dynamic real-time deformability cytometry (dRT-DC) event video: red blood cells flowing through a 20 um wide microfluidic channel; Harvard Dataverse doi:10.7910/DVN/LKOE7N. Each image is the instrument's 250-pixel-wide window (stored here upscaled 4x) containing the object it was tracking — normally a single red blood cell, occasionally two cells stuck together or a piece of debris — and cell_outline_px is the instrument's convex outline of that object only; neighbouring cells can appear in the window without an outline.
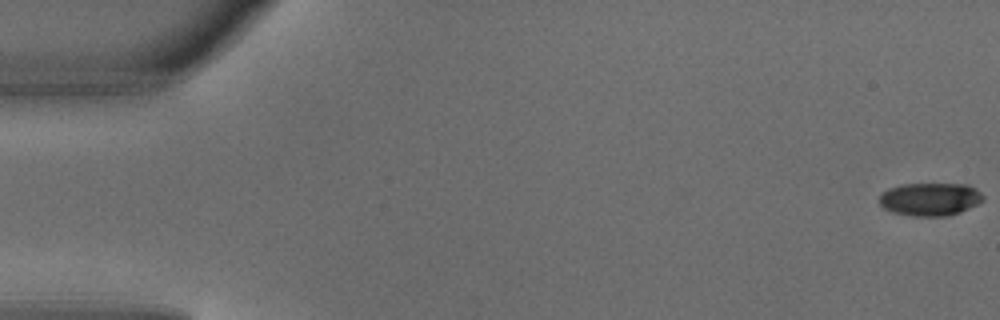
{"species": "common noctule bat (a hibernating species)", "species_latin": "Nyctalus noctula", "temperature_condition": "warm", "stored_images_in_passage": 6, "segment_of_instrument_passage": [2, 2], "camera_frame_rate_fps": 3000, "um_per_image_px": 0.085, "animal": {"sex": "male", "body_mass_g": 18.8}, "frame": {"image": 1, "passage_image": 6, "time_ms": 1.667, "image_size_px": [1000, 320], "cell_outline_px": [[984, 200], [960, 212], [948, 216], [912, 216], [892, 212], [884, 208], [880, 204], [880, 196], [888, 188], [900, 184], [968, 184], [976, 188], [984, 196]], "centroid_in_image_um": [79.07, 16.93], "position_along_channel_um": 5.9, "area_um2": 20.0}}